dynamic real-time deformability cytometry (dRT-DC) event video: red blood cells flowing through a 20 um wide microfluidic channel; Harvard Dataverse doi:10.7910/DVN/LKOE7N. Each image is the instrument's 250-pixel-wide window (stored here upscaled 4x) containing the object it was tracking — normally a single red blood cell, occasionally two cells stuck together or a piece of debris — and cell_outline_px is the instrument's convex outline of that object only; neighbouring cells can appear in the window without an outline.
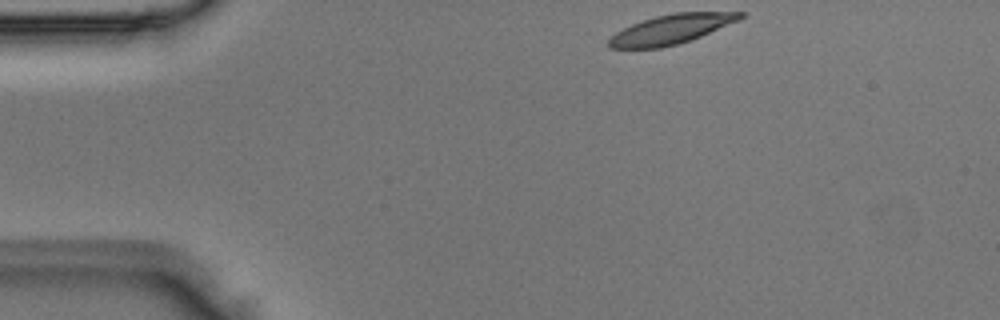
{"species": "Egyptian fruit bat (a non-hibernating species)", "species_latin": "Rousettus aegyptiacus", "temperature_condition": "room temperature", "stored_images_in_passage": 43, "camera_frame_rate_fps": 3000, "um_per_image_px": 0.085, "animal": {"sex": "male"}, "frame": {"image": 1, "passage_image": 1, "time_ms": 0.0, "image_size_px": [1000, 320], "cell_outline_px": [[748, 12], [740, 20], [700, 36], [676, 44], [660, 48], [608, 48], [608, 40], [616, 32], [632, 24], [656, 16], [672, 12]], "centroid_in_image_um": [57.06, 2.47], "position_along_channel_um": 27.9, "area_um2": 22.31}}
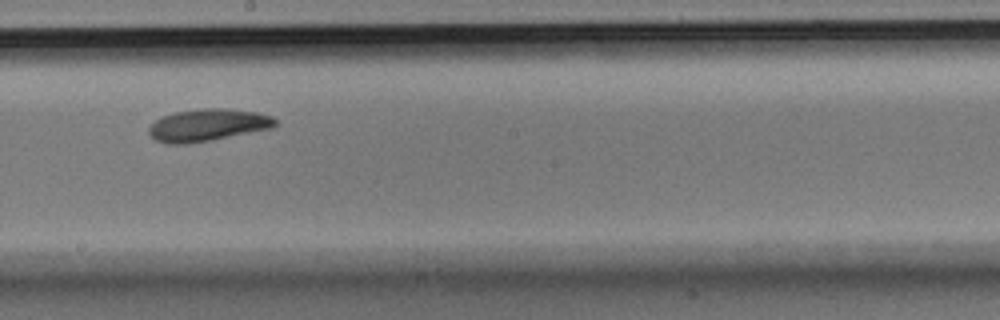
{"frame": {"image": 2, "passage_image": 21, "time_ms": 6.667, "image_size_px": [1000, 320], "cell_outline_px": [[276, 124], [272, 128], [212, 140], [188, 144], [168, 144], [156, 140], [148, 132], [148, 128], [156, 120], [164, 116], [176, 112], [204, 108], [224, 108], [256, 112], [272, 116], [276, 120]], "centroid_in_image_um": [17.66, 10.64], "position_along_channel_um": 230.5, "area_um2": 23.58}}
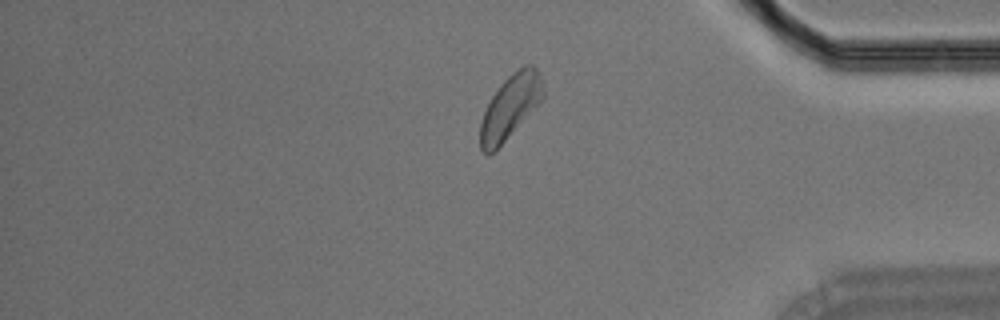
{"frame": {"image": 3, "passage_image": 35, "time_ms": 11.333, "image_size_px": [1000, 320], "cell_outline_px": [[544, 96], [504, 140], [488, 156], [480, 148], [480, 124], [484, 112], [492, 96], [500, 84], [512, 72], [524, 64], [532, 64], [540, 72], [544, 84]], "centroid_in_image_um": [43.38, 9.0], "position_along_channel_um": 391.8, "area_um2": 22.83}}